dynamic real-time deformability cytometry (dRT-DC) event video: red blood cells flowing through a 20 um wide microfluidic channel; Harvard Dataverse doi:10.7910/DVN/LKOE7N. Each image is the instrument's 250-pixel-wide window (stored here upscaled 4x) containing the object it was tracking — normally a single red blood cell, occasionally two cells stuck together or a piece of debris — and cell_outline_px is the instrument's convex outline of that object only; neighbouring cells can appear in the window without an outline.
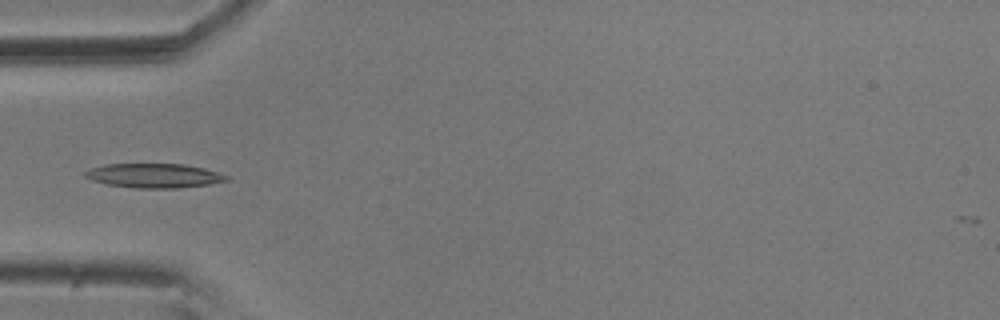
{"species": "common noctule bat (a hibernating species)", "species_latin": "Nyctalus noctula", "temperature_condition": "room temperature", "stored_images_in_passage": 5, "camera_frame_rate_fps": 3000, "um_per_image_px": 0.085, "animal": {"sex": "male", "body_mass_g": 20.5, "forearm_length_mm": 52.5}, "frame": {"image": 1, "passage_image": 5, "time_ms": 1.333, "image_size_px": [1000, 320], "cell_outline_px": [[228, 180], [208, 184], [176, 188], [136, 188], [108, 184], [92, 180], [84, 176], [84, 172], [92, 168], [104, 164], [184, 164], [204, 168], [228, 176]], "centroid_in_image_um": [13.07, 14.92], "position_along_channel_um": 71.9, "area_um2": 19.77}}